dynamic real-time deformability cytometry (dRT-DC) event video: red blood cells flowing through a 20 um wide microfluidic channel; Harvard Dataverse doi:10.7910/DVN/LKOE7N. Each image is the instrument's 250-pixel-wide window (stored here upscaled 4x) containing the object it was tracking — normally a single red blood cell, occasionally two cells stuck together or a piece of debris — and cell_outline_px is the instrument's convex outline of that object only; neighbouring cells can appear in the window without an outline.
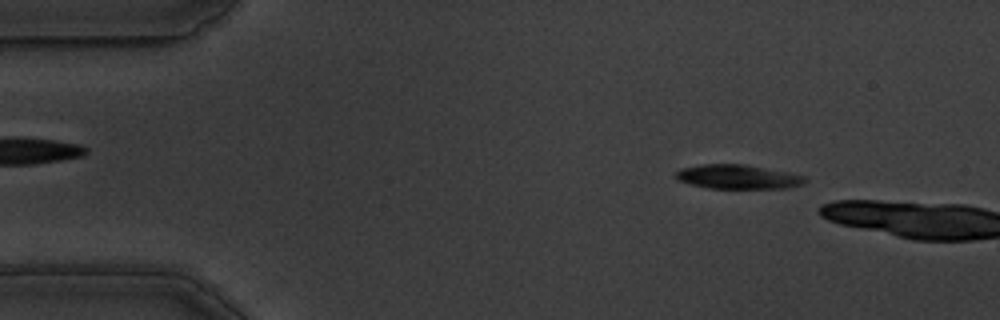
{"species": "common noctule bat (a hibernating species)", "species_latin": "Nyctalus noctula", "temperature_condition": "warm", "stored_images_in_passage": 10, "camera_frame_rate_fps": 3000, "um_per_image_px": 0.085, "animal": {"sex": "male", "body_mass_g": 19.5, "forearm_length_mm": 54.6}, "frame": {"image": 1, "passage_image": 7, "time_ms": 2.0, "image_size_px": [1000, 320], "cell_outline_px": [[808, 180], [804, 184], [788, 188], [708, 188], [676, 180], [676, 172], [680, 168], [700, 164], [744, 164], [788, 172], [804, 176]], "centroid_in_image_um": [62.72, 15.02], "position_along_channel_um": 22.3, "area_um2": 18.26}}